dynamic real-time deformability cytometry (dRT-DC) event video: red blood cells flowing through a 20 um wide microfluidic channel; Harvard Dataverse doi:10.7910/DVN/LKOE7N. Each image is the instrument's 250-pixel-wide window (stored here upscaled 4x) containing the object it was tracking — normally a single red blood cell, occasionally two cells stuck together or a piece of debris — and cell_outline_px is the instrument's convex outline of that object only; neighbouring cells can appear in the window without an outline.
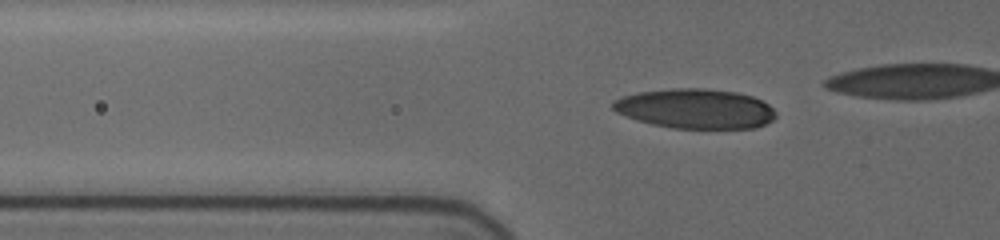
{"species": "human", "species_latin": "Homo sapiens", "temperature_condition": "cold", "stored_images_in_passage": 30, "segment_of_instrument_passage": [1, 2], "camera_frame_rate_fps": 3000, "um_per_image_px": 0.085, "donor": {"sex": "female"}, "frame": {"image": 1, "passage_image": 20, "time_ms": 7.0, "image_size_px": [1000, 240], "cell_outline_px": [[776, 116], [772, 120], [756, 128], [672, 128], [652, 124], [636, 120], [616, 112], [612, 108], [612, 100], [636, 92], [672, 88], [700, 88], [736, 92], [752, 96], [768, 104], [776, 112]], "centroid_in_image_um": [59.08, 9.23], "position_along_channel_um": 66.7, "area_um2": 37.74}}
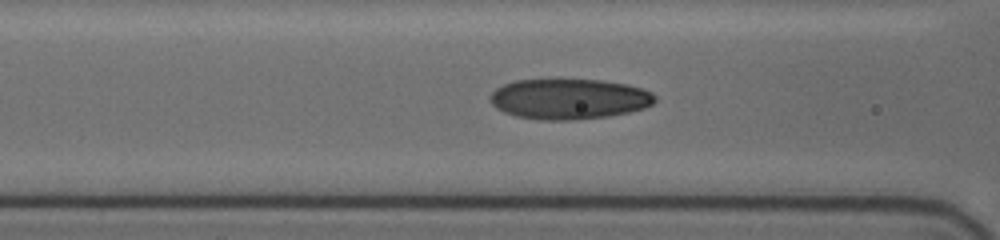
{"frame": {"image": 2, "passage_image": 24, "time_ms": 8.667, "image_size_px": [1000, 240], "cell_outline_px": [[656, 100], [652, 104], [644, 108], [628, 112], [608, 116], [572, 120], [540, 120], [516, 116], [504, 112], [496, 108], [488, 100], [488, 96], [496, 88], [504, 84], [516, 80], [560, 76], [600, 80], [624, 84], [640, 88], [652, 92], [656, 96]], "centroid_in_image_um": [48.31, 8.37], "position_along_channel_um": 118.3, "area_um2": 40.0}}
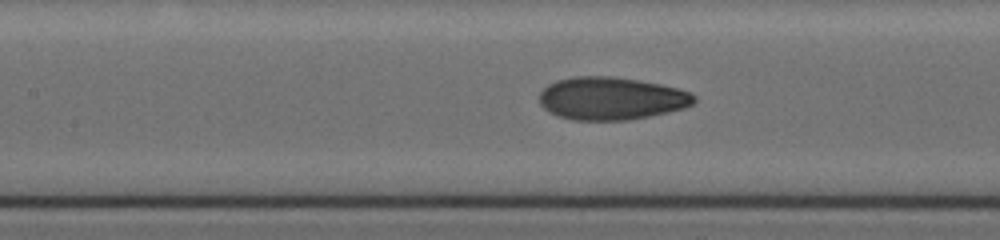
{"frame": {"image": 3, "passage_image": 27, "time_ms": 9.667, "image_size_px": [1000, 240], "cell_outline_px": [[696, 100], [692, 104], [684, 108], [668, 112], [628, 120], [572, 120], [548, 112], [540, 104], [540, 92], [548, 84], [556, 80], [576, 76], [612, 76], [660, 84], [676, 88], [688, 92], [696, 96]], "centroid_in_image_um": [51.93, 8.37], "position_along_channel_um": 155.5, "area_um2": 38.44}}